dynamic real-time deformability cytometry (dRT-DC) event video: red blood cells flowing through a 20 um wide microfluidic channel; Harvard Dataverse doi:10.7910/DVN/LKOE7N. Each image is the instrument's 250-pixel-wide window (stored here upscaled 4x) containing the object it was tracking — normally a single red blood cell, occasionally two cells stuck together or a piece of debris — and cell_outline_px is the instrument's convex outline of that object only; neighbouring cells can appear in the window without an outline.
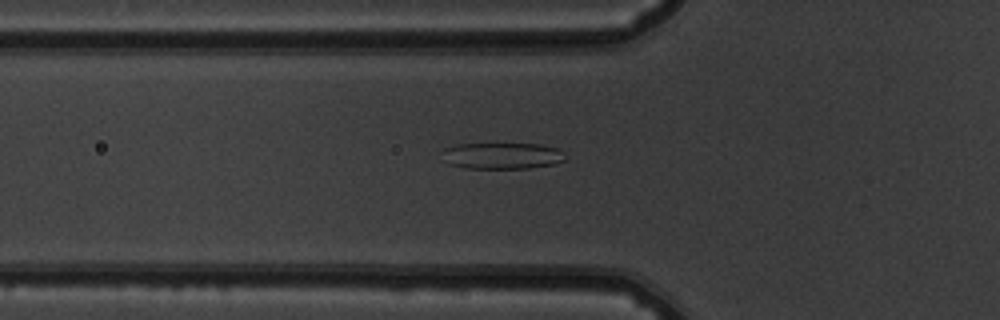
{"species": "common noctule bat (a hibernating species)", "species_latin": "Nyctalus noctula", "temperature_condition": "warm", "stored_images_in_passage": 37, "camera_frame_rate_fps": 3000, "um_per_image_px": 0.085, "animal": {"sex": "male", "body_mass_g": 19.5, "forearm_length_mm": 54.6}, "frame": {"image": 1, "passage_image": 3, "time_ms": 0.667, "image_size_px": [1000, 320], "cell_outline_px": [[564, 160], [556, 164], [528, 168], [464, 168], [448, 164], [444, 148], [460, 144], [540, 144], [556, 148], [564, 152]], "centroid_in_image_um": [42.74, 13.24], "position_along_channel_um": 83.1, "area_um2": 18.67}}
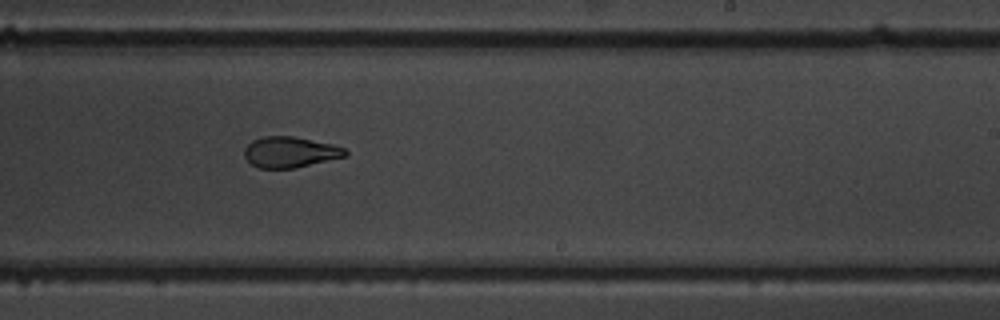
{"frame": {"image": 2, "passage_image": 17, "time_ms": 5.333, "image_size_px": [1000, 320], "cell_outline_px": [[348, 156], [296, 168], [260, 168], [252, 164], [244, 156], [244, 148], [252, 140], [264, 136], [292, 136], [332, 144], [344, 148], [348, 152]], "centroid_in_image_um": [24.67, 12.93], "position_along_channel_um": 264.3, "area_um2": 18.15}}
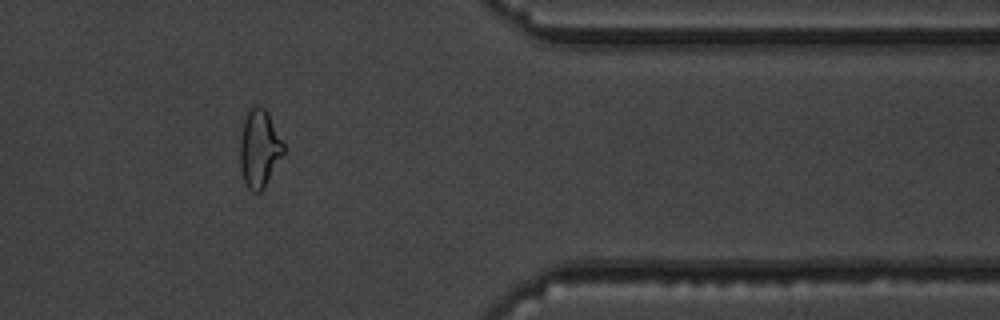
{"frame": {"image": 3, "passage_image": 28, "time_ms": 9.0, "image_size_px": [1000, 320], "cell_outline_px": [[284, 152], [264, 188], [260, 192], [252, 192], [248, 188], [244, 180], [240, 168], [240, 136], [244, 120], [248, 112], [256, 104], [264, 108], [268, 112], [284, 144]], "centroid_in_image_um": [22.04, 12.63], "position_along_channel_um": 389.4, "area_um2": 19.59}, "authors_computed_cell_mechanics": {"area_um2": 19.5364, "velocity_mm_per_s": 3.8766, "shape_relaxation_time_tau1_ms": 4.9484, "shape_relaxation_time_tau2_ms": 1.5227, "deformation_change_tau1": 0.1699, "deformation_change_tau2": 0.0831}}